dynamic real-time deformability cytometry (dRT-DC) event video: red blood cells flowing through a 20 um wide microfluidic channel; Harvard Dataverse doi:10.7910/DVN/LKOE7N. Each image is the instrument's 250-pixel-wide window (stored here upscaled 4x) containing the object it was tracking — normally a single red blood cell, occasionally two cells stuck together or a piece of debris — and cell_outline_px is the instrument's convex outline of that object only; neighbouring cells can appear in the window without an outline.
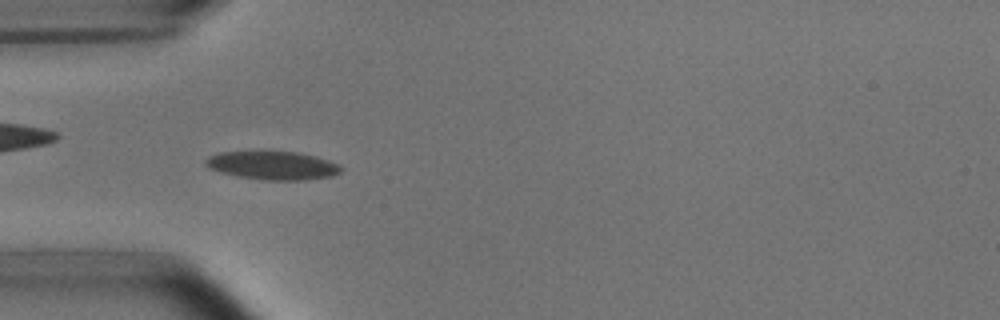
{"species": "common noctule bat (a hibernating species)", "species_latin": "Nyctalus noctula", "temperature_condition": "room temperature", "stored_images_in_passage": 52, "camera_frame_rate_fps": 3000, "um_per_image_px": 0.085, "animal": {"sex": "male", "body_mass_g": 15.6}, "frame": {"image": 1, "passage_image": 15, "time_ms": 4.667, "image_size_px": [1000, 320], "cell_outline_px": [[344, 168], [340, 172], [332, 176], [304, 180], [260, 180], [236, 176], [208, 168], [204, 164], [204, 160], [208, 156], [220, 152], [264, 148], [296, 152], [316, 156], [328, 160]], "centroid_in_image_um": [23.11, 14.01], "position_along_channel_um": 61.9, "area_um2": 23.47}}
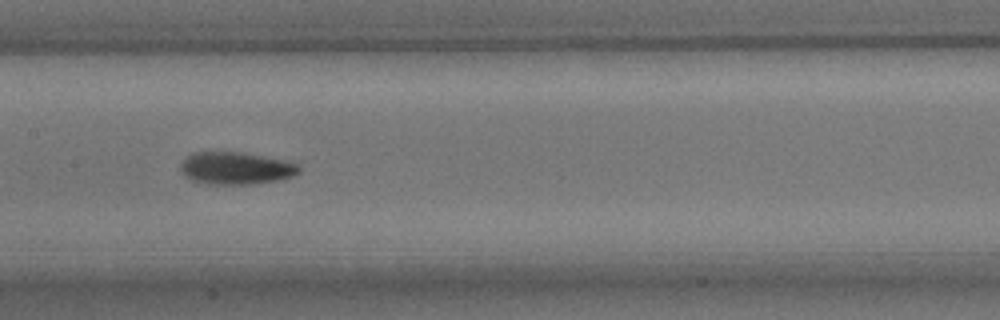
{"frame": {"image": 2, "passage_image": 25, "time_ms": 8.0, "image_size_px": [1000, 320], "cell_outline_px": [[300, 172], [292, 176], [280, 180], [256, 184], [208, 184], [192, 180], [184, 176], [180, 172], [180, 164], [192, 152], [240, 152], [284, 160], [296, 164], [300, 168]], "centroid_in_image_um": [20.03, 14.31], "position_along_channel_um": 187.4, "area_um2": 22.37}}
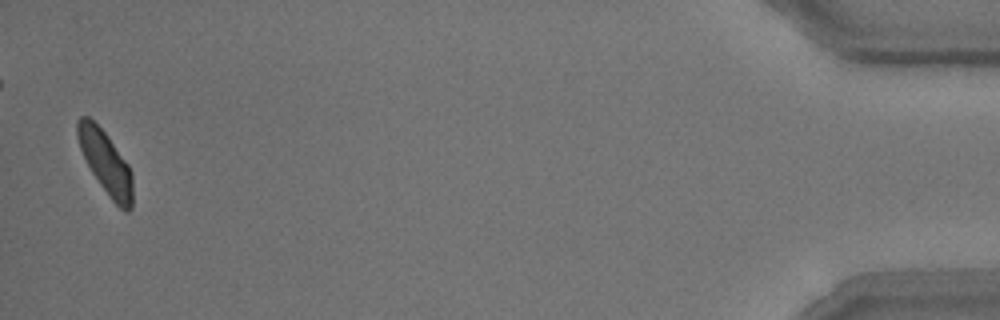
{"frame": {"image": 3, "passage_image": 51, "time_ms": 16.667, "image_size_px": [1000, 320], "cell_outline_px": [[132, 208], [128, 212], [124, 212], [108, 196], [92, 172], [80, 148], [76, 136], [76, 120], [80, 116], [88, 116], [104, 132], [128, 164], [132, 172]], "centroid_in_image_um": [8.98, 13.82], "position_along_channel_um": 426.2, "area_um2": 20.06}, "authors_computed_cell_mechanics": {"area_um2": 20.8658, "velocity_mm_per_s": 3.7791, "shape_relaxation_time_tau1_ms": 2.8547, "shape_relaxation_time_tau2_ms": 3.9579, "deformation_change_tau1": 0.1322, "deformation_change_tau2": 0.0857}}